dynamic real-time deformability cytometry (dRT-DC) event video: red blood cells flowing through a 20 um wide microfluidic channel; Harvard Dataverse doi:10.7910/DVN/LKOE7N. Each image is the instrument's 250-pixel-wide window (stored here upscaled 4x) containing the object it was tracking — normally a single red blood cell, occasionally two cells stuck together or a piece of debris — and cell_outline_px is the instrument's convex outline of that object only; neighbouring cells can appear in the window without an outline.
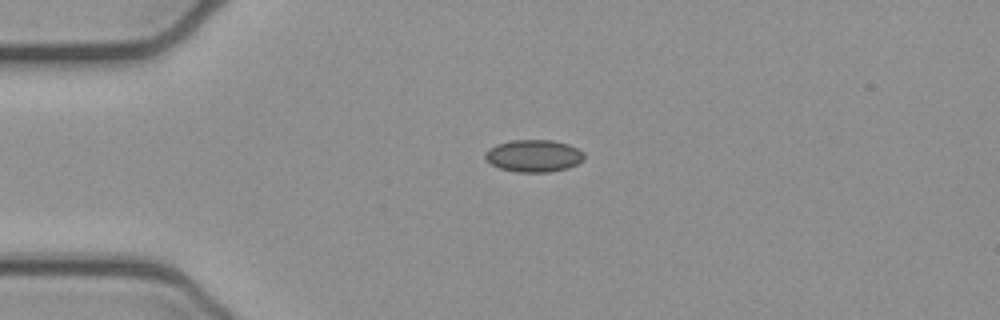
{"species": "common noctule bat (a hibernating species)", "species_latin": "Nyctalus noctula", "temperature_condition": "cold", "stored_images_in_passage": 40, "camera_frame_rate_fps": 3000, "um_per_image_px": 0.085, "animal": {"sex": "female", "body_mass_g": 21.9}, "frame": {"image": 1, "passage_image": 1, "time_ms": 0.0, "image_size_px": [1000, 320], "cell_outline_px": [[584, 160], [568, 168], [548, 172], [516, 172], [500, 168], [492, 164], [484, 156], [484, 152], [488, 148], [496, 144], [512, 140], [552, 140], [568, 144], [584, 152]], "centroid_in_image_um": [45.36, 13.24], "position_along_channel_um": 39.6, "area_um2": 18.61}}
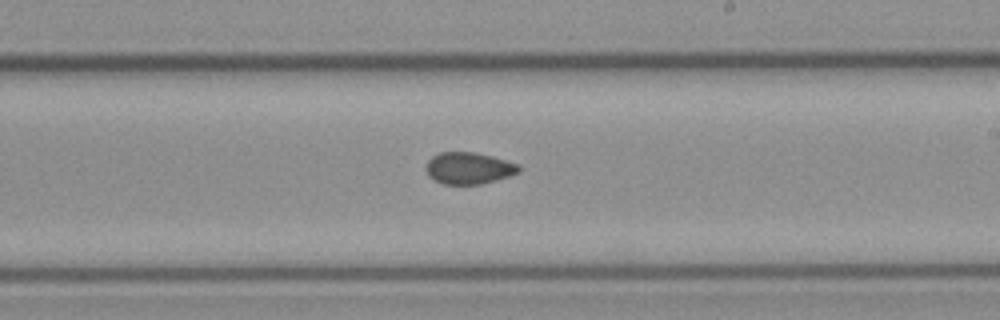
{"frame": {"image": 2, "passage_image": 19, "time_ms": 6.0, "image_size_px": [1000, 320], "cell_outline_px": [[520, 172], [496, 180], [480, 184], [444, 184], [428, 176], [424, 168], [428, 160], [432, 156], [440, 152], [476, 152], [492, 156], [520, 164]], "centroid_in_image_um": [39.84, 14.28], "position_along_channel_um": 249.2, "area_um2": 17.28}}
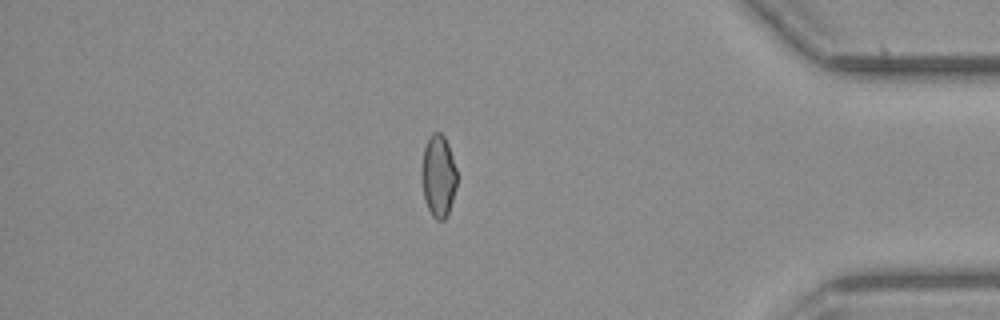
{"frame": {"image": 3, "passage_image": 33, "time_ms": 10.667, "image_size_px": [1000, 320], "cell_outline_px": [[456, 188], [448, 216], [444, 220], [436, 220], [432, 216], [428, 208], [424, 196], [424, 148], [428, 136], [432, 132], [440, 132], [444, 136], [448, 144], [456, 168]], "centroid_in_image_um": [37.31, 14.97], "position_along_channel_um": 397.9, "area_um2": 16.42}, "authors_computed_cell_mechanics": {"area_um2": 17.5712, "velocity_mm_per_s": 3.9457, "shape_relaxation_time_tau1_ms": null, "shape_relaxation_time_tau2_ms": 4.4416, "deformation_change_tau1": null, "deformation_change_tau2": 0.0594}}